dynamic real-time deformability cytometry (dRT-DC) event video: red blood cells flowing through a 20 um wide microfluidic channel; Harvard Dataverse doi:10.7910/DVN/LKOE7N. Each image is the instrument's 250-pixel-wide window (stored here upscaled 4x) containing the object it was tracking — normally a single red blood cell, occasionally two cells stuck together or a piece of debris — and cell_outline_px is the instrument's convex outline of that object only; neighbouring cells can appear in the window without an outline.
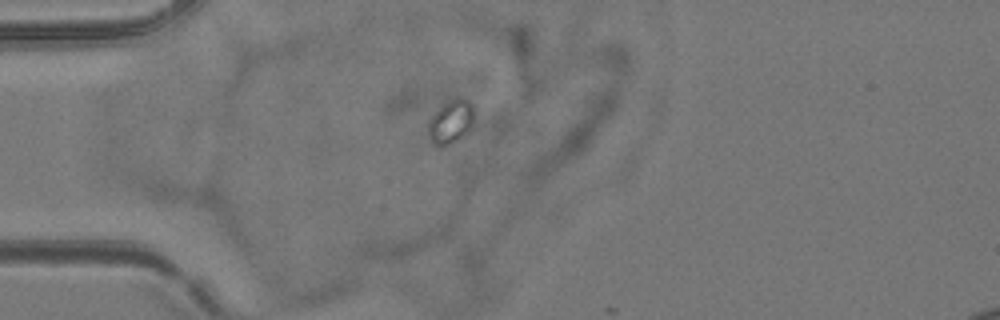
{"species": "common noctule bat (a hibernating species)", "species_latin": "Nyctalus noctula", "temperature_condition": "room temperature", "stored_images_in_passage": 37, "camera_frame_rate_fps": 3000, "um_per_image_px": 0.085, "animal": {"sex": "female", "body_mass_g": 24.6, "forearm_length_mm": 56.2}, "frame": {"image": 1, "passage_image": 1, "time_ms": 0.0, "image_size_px": [1000, 320], "cell_outline_px": [[476, 112], [472, 128], [464, 136], [444, 148], [436, 148], [432, 144], [428, 132], [428, 120], [448, 100], [456, 96], [464, 96], [472, 100], [476, 104]], "centroid_in_image_um": [38.4, 10.33], "position_along_channel_um": 46.6, "area_um2": 12.66}}